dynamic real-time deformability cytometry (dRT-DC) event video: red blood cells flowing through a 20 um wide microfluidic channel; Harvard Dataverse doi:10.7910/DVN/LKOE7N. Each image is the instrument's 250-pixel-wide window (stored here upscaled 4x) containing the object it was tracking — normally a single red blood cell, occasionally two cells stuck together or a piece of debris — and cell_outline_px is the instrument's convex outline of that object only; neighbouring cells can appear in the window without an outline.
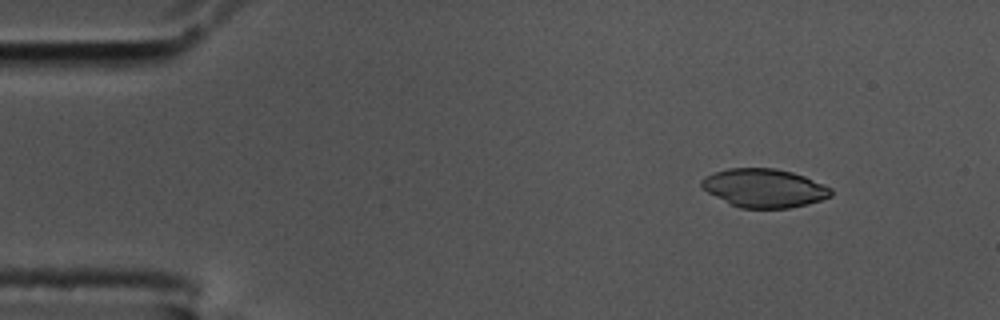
{"species": "common noctule bat (a hibernating species)", "species_latin": "Nyctalus noctula", "temperature_condition": "cold", "stored_images_in_passage": 57, "camera_frame_rate_fps": 3000, "um_per_image_px": 0.085, "animal": {"sex": "male", "body_mass_g": 17.5, "forearm_length_mm": 52.3}, "frame": {"image": 1, "passage_image": 6, "time_ms": 1.667, "image_size_px": [1000, 320], "cell_outline_px": [[832, 196], [808, 204], [788, 208], [740, 208], [708, 192], [700, 184], [700, 180], [704, 176], [728, 168], [776, 168], [792, 172], [804, 176], [832, 188]], "centroid_in_image_um": [64.97, 15.98], "position_along_channel_um": 20.0, "area_um2": 28.9}}
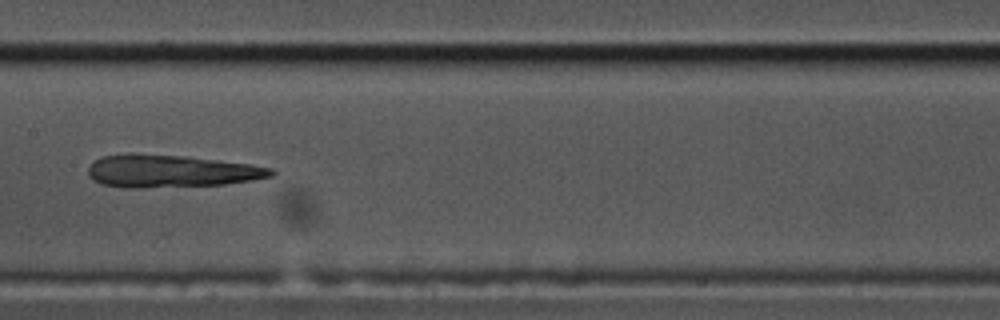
{"frame": {"image": 2, "passage_image": 28, "time_ms": 9.0, "image_size_px": [1000, 320], "cell_outline_px": [[276, 172], [272, 176], [252, 180], [224, 184], [136, 188], [124, 188], [100, 184], [92, 180], [88, 176], [88, 168], [100, 156], [128, 152], [132, 152], [184, 156], [252, 164], [272, 168]], "centroid_in_image_um": [14.47, 14.53], "position_along_channel_um": 192.9, "area_um2": 35.08}}
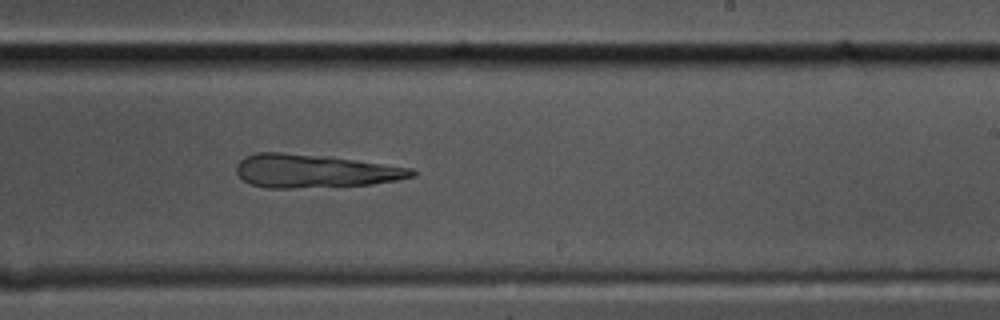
{"frame": {"image": 3, "passage_image": 34, "time_ms": 11.0, "image_size_px": [1000, 320], "cell_outline_px": [[416, 176], [396, 180], [372, 184], [336, 188], [264, 188], [252, 184], [244, 180], [236, 172], [236, 164], [244, 156], [256, 152], [280, 152], [332, 156], [412, 168], [416, 172]], "centroid_in_image_um": [26.75, 14.54], "position_along_channel_um": 262.2, "area_um2": 34.91}}